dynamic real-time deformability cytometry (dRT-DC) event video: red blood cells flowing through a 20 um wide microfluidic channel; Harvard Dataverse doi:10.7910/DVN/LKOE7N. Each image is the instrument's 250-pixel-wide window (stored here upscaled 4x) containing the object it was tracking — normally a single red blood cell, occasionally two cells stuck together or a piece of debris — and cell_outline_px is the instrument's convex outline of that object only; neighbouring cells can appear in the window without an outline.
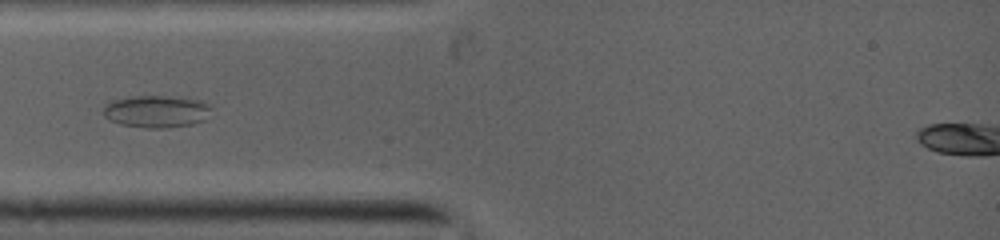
{"species": "common noctule bat (a hibernating species)", "species_latin": "Nyctalus noctula", "temperature_condition": "warm", "stored_images_in_passage": 3, "camera_frame_rate_fps": 5000, "um_per_image_px": 0.085, "animal": {"sex": "female", "body_mass_g": 19.0, "forearm_length_mm": 53.3}, "frame": {"image": 1, "passage_image": 1, "time_ms": 0.0, "image_size_px": [1000, 240], "cell_outline_px": [[212, 108], [204, 120], [192, 124], [168, 128], [148, 128], [120, 124], [104, 116], [104, 108], [108, 104], [116, 100], [136, 96], [156, 96], [188, 100], [204, 104]], "centroid_in_image_um": [13.26, 9.51], "position_along_channel_um": 71.7, "area_um2": 19.31}}
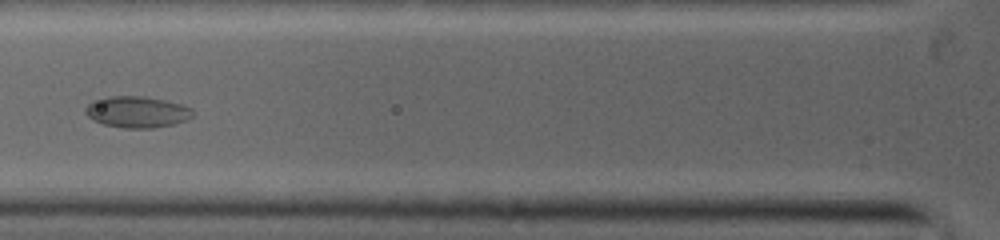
{"frame": {"image": 2, "passage_image": 2, "time_ms": 1.0, "image_size_px": [1000, 240], "cell_outline_px": [[192, 116], [184, 120], [172, 124], [152, 128], [124, 128], [104, 124], [88, 116], [88, 104], [112, 96], [144, 96], [164, 100], [180, 104], [192, 108]], "centroid_in_image_um": [11.71, 9.52], "position_along_channel_um": 114.1, "area_um2": 18.9}}
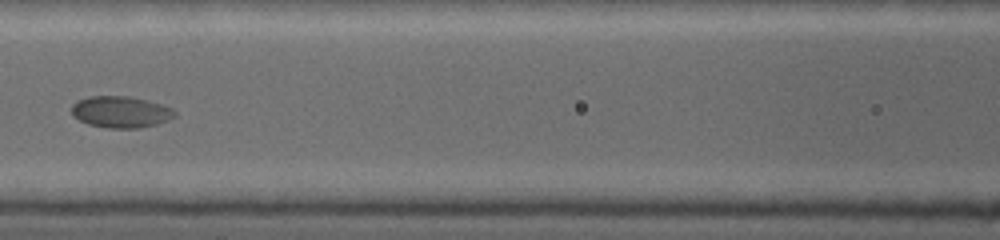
{"frame": {"image": 3, "passage_image": 3, "time_ms": 2.0, "image_size_px": [1000, 240], "cell_outline_px": [[172, 116], [156, 124], [136, 128], [108, 128], [88, 124], [80, 120], [72, 112], [72, 104], [80, 100], [92, 96], [128, 96], [160, 104], [168, 108], [172, 112]], "centroid_in_image_um": [10.18, 9.51], "position_along_channel_um": 156.4, "area_um2": 18.15}}